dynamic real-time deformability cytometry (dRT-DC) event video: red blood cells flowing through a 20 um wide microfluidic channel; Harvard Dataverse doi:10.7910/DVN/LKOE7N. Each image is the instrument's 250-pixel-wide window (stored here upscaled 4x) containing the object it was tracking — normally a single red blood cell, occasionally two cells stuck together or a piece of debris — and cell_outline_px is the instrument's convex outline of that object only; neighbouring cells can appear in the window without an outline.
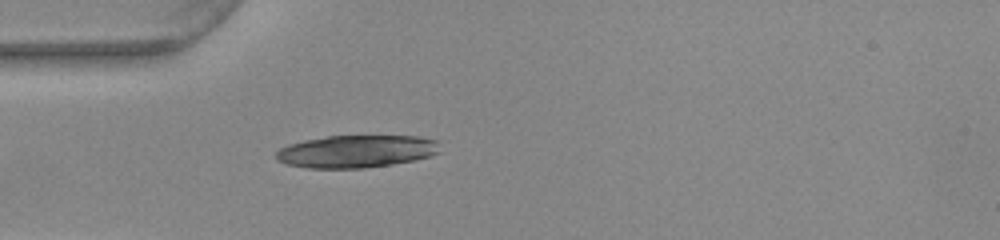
{"species": "common noctule bat (a hibernating species)", "species_latin": "Nyctalus noctula", "temperature_condition": "warm", "stored_images_in_passage": 37, "camera_frame_rate_fps": 3000, "um_per_image_px": 0.085, "animal": {"sex": "female", "body_mass_g": 22.0, "forearm_length_mm": 56.7}, "frame": {"image": 1, "passage_image": 1, "time_ms": 0.0, "image_size_px": [1000, 240], "cell_outline_px": [[440, 152], [428, 156], [412, 160], [392, 164], [364, 168], [308, 168], [288, 164], [276, 160], [276, 152], [280, 148], [288, 144], [304, 140], [328, 136], [420, 136], [436, 140]], "centroid_in_image_um": [30.26, 12.86], "position_along_channel_um": 54.7, "area_um2": 30.92}}